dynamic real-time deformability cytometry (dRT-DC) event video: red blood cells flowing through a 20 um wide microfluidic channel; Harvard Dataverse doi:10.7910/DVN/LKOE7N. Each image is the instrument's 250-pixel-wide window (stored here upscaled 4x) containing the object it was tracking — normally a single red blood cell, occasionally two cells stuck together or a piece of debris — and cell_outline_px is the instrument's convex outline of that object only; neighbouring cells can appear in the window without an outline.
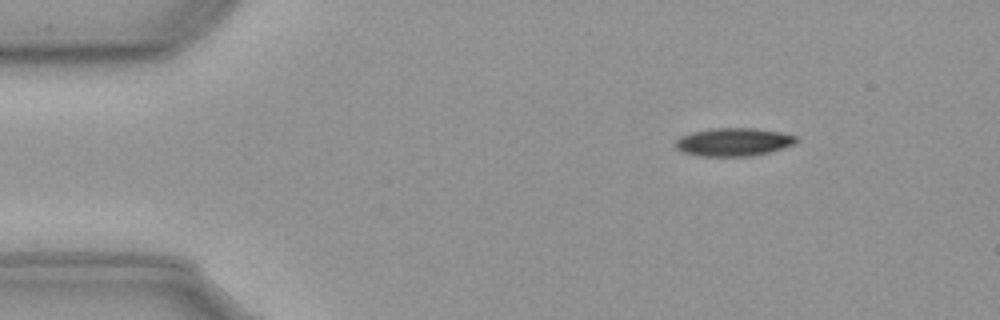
{"species": "common noctule bat (a hibernating species)", "species_latin": "Nyctalus noctula", "temperature_condition": "cold", "stored_images_in_passage": 6, "camera_frame_rate_fps": 3000, "um_per_image_px": 0.085, "animal": {"sex": "male", "body_mass_g": 23.1, "forearm_length_mm": 52.7}, "frame": {"image": 1, "passage_image": 1, "time_ms": 0.0, "image_size_px": [1000, 320], "cell_outline_px": [[800, 140], [796, 144], [784, 148], [752, 156], [696, 156], [680, 152], [676, 148], [676, 140], [680, 136], [692, 132], [712, 128], [756, 128], [780, 132], [796, 136]], "centroid_in_image_um": [62.36, 12.07], "position_along_channel_um": 22.6, "area_um2": 20.06}}